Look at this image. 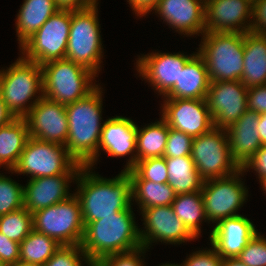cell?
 Listing matches in <instances>:
<instances>
[{
	"label": "cell",
	"instance_id": "d6986e66",
	"mask_svg": "<svg viewBox=\"0 0 266 266\" xmlns=\"http://www.w3.org/2000/svg\"><path fill=\"white\" fill-rule=\"evenodd\" d=\"M152 10L182 35L205 33V0H159Z\"/></svg>",
	"mask_w": 266,
	"mask_h": 266
},
{
	"label": "cell",
	"instance_id": "74e56055",
	"mask_svg": "<svg viewBox=\"0 0 266 266\" xmlns=\"http://www.w3.org/2000/svg\"><path fill=\"white\" fill-rule=\"evenodd\" d=\"M193 138L184 132L169 127L163 157L191 156Z\"/></svg>",
	"mask_w": 266,
	"mask_h": 266
},
{
	"label": "cell",
	"instance_id": "44dd1931",
	"mask_svg": "<svg viewBox=\"0 0 266 266\" xmlns=\"http://www.w3.org/2000/svg\"><path fill=\"white\" fill-rule=\"evenodd\" d=\"M257 233L250 219L239 214L219 221L211 230L209 240L221 258H235Z\"/></svg>",
	"mask_w": 266,
	"mask_h": 266
},
{
	"label": "cell",
	"instance_id": "d590c367",
	"mask_svg": "<svg viewBox=\"0 0 266 266\" xmlns=\"http://www.w3.org/2000/svg\"><path fill=\"white\" fill-rule=\"evenodd\" d=\"M82 260V261H81ZM85 261V263H82ZM94 266L81 245L61 246L43 266Z\"/></svg>",
	"mask_w": 266,
	"mask_h": 266
},
{
	"label": "cell",
	"instance_id": "8992f818",
	"mask_svg": "<svg viewBox=\"0 0 266 266\" xmlns=\"http://www.w3.org/2000/svg\"><path fill=\"white\" fill-rule=\"evenodd\" d=\"M41 67L43 96L60 104L73 103L99 85L93 81L95 73L66 58L46 62Z\"/></svg>",
	"mask_w": 266,
	"mask_h": 266
},
{
	"label": "cell",
	"instance_id": "f1b7e54d",
	"mask_svg": "<svg viewBox=\"0 0 266 266\" xmlns=\"http://www.w3.org/2000/svg\"><path fill=\"white\" fill-rule=\"evenodd\" d=\"M169 126L161 117L160 121L137 126L136 162L148 158L162 157L165 151Z\"/></svg>",
	"mask_w": 266,
	"mask_h": 266
},
{
	"label": "cell",
	"instance_id": "1f68e13d",
	"mask_svg": "<svg viewBox=\"0 0 266 266\" xmlns=\"http://www.w3.org/2000/svg\"><path fill=\"white\" fill-rule=\"evenodd\" d=\"M60 247L53 238L33 229L20 243V260L44 265Z\"/></svg>",
	"mask_w": 266,
	"mask_h": 266
},
{
	"label": "cell",
	"instance_id": "4dcf8cb0",
	"mask_svg": "<svg viewBox=\"0 0 266 266\" xmlns=\"http://www.w3.org/2000/svg\"><path fill=\"white\" fill-rule=\"evenodd\" d=\"M132 200L140 210L155 206L172 205L176 193L168 183H155L149 180H131Z\"/></svg>",
	"mask_w": 266,
	"mask_h": 266
},
{
	"label": "cell",
	"instance_id": "8fae6325",
	"mask_svg": "<svg viewBox=\"0 0 266 266\" xmlns=\"http://www.w3.org/2000/svg\"><path fill=\"white\" fill-rule=\"evenodd\" d=\"M71 17L72 10L59 9L20 47L22 56L39 65L64 59Z\"/></svg>",
	"mask_w": 266,
	"mask_h": 266
},
{
	"label": "cell",
	"instance_id": "e575fe53",
	"mask_svg": "<svg viewBox=\"0 0 266 266\" xmlns=\"http://www.w3.org/2000/svg\"><path fill=\"white\" fill-rule=\"evenodd\" d=\"M24 207L23 186L0 173V216Z\"/></svg>",
	"mask_w": 266,
	"mask_h": 266
},
{
	"label": "cell",
	"instance_id": "cb8c5ba5",
	"mask_svg": "<svg viewBox=\"0 0 266 266\" xmlns=\"http://www.w3.org/2000/svg\"><path fill=\"white\" fill-rule=\"evenodd\" d=\"M209 84L205 61L196 52L180 71L178 82L163 97L164 99H206Z\"/></svg>",
	"mask_w": 266,
	"mask_h": 266
},
{
	"label": "cell",
	"instance_id": "4316f807",
	"mask_svg": "<svg viewBox=\"0 0 266 266\" xmlns=\"http://www.w3.org/2000/svg\"><path fill=\"white\" fill-rule=\"evenodd\" d=\"M29 137L24 118H14L0 127V167L9 171L16 167Z\"/></svg>",
	"mask_w": 266,
	"mask_h": 266
},
{
	"label": "cell",
	"instance_id": "e0dca14e",
	"mask_svg": "<svg viewBox=\"0 0 266 266\" xmlns=\"http://www.w3.org/2000/svg\"><path fill=\"white\" fill-rule=\"evenodd\" d=\"M194 55L152 52L138 56L136 70L162 97L178 82L180 71Z\"/></svg>",
	"mask_w": 266,
	"mask_h": 266
},
{
	"label": "cell",
	"instance_id": "83f0119b",
	"mask_svg": "<svg viewBox=\"0 0 266 266\" xmlns=\"http://www.w3.org/2000/svg\"><path fill=\"white\" fill-rule=\"evenodd\" d=\"M168 184L176 194L201 191L204 180L200 177L191 156L165 157Z\"/></svg>",
	"mask_w": 266,
	"mask_h": 266
},
{
	"label": "cell",
	"instance_id": "9a60e30c",
	"mask_svg": "<svg viewBox=\"0 0 266 266\" xmlns=\"http://www.w3.org/2000/svg\"><path fill=\"white\" fill-rule=\"evenodd\" d=\"M162 104L161 117L167 125L192 138L214 127L206 99H165Z\"/></svg>",
	"mask_w": 266,
	"mask_h": 266
},
{
	"label": "cell",
	"instance_id": "2e32d148",
	"mask_svg": "<svg viewBox=\"0 0 266 266\" xmlns=\"http://www.w3.org/2000/svg\"><path fill=\"white\" fill-rule=\"evenodd\" d=\"M29 136L65 146L68 118L64 104L42 97L24 117Z\"/></svg>",
	"mask_w": 266,
	"mask_h": 266
},
{
	"label": "cell",
	"instance_id": "ba28073f",
	"mask_svg": "<svg viewBox=\"0 0 266 266\" xmlns=\"http://www.w3.org/2000/svg\"><path fill=\"white\" fill-rule=\"evenodd\" d=\"M81 167L65 146L29 137L16 167L10 172L40 178L78 174Z\"/></svg>",
	"mask_w": 266,
	"mask_h": 266
},
{
	"label": "cell",
	"instance_id": "8d00e7d4",
	"mask_svg": "<svg viewBox=\"0 0 266 266\" xmlns=\"http://www.w3.org/2000/svg\"><path fill=\"white\" fill-rule=\"evenodd\" d=\"M237 258L246 266H266V238L257 233Z\"/></svg>",
	"mask_w": 266,
	"mask_h": 266
},
{
	"label": "cell",
	"instance_id": "7c38bea8",
	"mask_svg": "<svg viewBox=\"0 0 266 266\" xmlns=\"http://www.w3.org/2000/svg\"><path fill=\"white\" fill-rule=\"evenodd\" d=\"M244 173L240 169L230 176L204 181L201 193L208 223L211 221L216 225L222 219L239 215L237 211L248 197V190L240 178Z\"/></svg>",
	"mask_w": 266,
	"mask_h": 266
},
{
	"label": "cell",
	"instance_id": "7dc6e473",
	"mask_svg": "<svg viewBox=\"0 0 266 266\" xmlns=\"http://www.w3.org/2000/svg\"><path fill=\"white\" fill-rule=\"evenodd\" d=\"M13 119L14 116L6 108L5 102L0 94V127L8 124Z\"/></svg>",
	"mask_w": 266,
	"mask_h": 266
},
{
	"label": "cell",
	"instance_id": "c3c4849f",
	"mask_svg": "<svg viewBox=\"0 0 266 266\" xmlns=\"http://www.w3.org/2000/svg\"><path fill=\"white\" fill-rule=\"evenodd\" d=\"M258 132L262 145H266V114L259 115Z\"/></svg>",
	"mask_w": 266,
	"mask_h": 266
},
{
	"label": "cell",
	"instance_id": "d6a6232c",
	"mask_svg": "<svg viewBox=\"0 0 266 266\" xmlns=\"http://www.w3.org/2000/svg\"><path fill=\"white\" fill-rule=\"evenodd\" d=\"M33 230V214L25 207L0 216V232L21 243Z\"/></svg>",
	"mask_w": 266,
	"mask_h": 266
},
{
	"label": "cell",
	"instance_id": "ac0fdd59",
	"mask_svg": "<svg viewBox=\"0 0 266 266\" xmlns=\"http://www.w3.org/2000/svg\"><path fill=\"white\" fill-rule=\"evenodd\" d=\"M252 3L251 0H205V32H249Z\"/></svg>",
	"mask_w": 266,
	"mask_h": 266
},
{
	"label": "cell",
	"instance_id": "60d3db41",
	"mask_svg": "<svg viewBox=\"0 0 266 266\" xmlns=\"http://www.w3.org/2000/svg\"><path fill=\"white\" fill-rule=\"evenodd\" d=\"M20 260V243L7 238L0 232V263L12 266Z\"/></svg>",
	"mask_w": 266,
	"mask_h": 266
},
{
	"label": "cell",
	"instance_id": "9c48e42d",
	"mask_svg": "<svg viewBox=\"0 0 266 266\" xmlns=\"http://www.w3.org/2000/svg\"><path fill=\"white\" fill-rule=\"evenodd\" d=\"M32 214L35 231L53 238L61 246L81 245L85 226L80 203L74 193L65 201Z\"/></svg>",
	"mask_w": 266,
	"mask_h": 266
},
{
	"label": "cell",
	"instance_id": "7402d4cb",
	"mask_svg": "<svg viewBox=\"0 0 266 266\" xmlns=\"http://www.w3.org/2000/svg\"><path fill=\"white\" fill-rule=\"evenodd\" d=\"M77 174H61L50 177L30 178L24 189V207L34 213L68 199L69 183H74Z\"/></svg>",
	"mask_w": 266,
	"mask_h": 266
},
{
	"label": "cell",
	"instance_id": "b9f144b4",
	"mask_svg": "<svg viewBox=\"0 0 266 266\" xmlns=\"http://www.w3.org/2000/svg\"><path fill=\"white\" fill-rule=\"evenodd\" d=\"M250 32L266 35V0H253Z\"/></svg>",
	"mask_w": 266,
	"mask_h": 266
},
{
	"label": "cell",
	"instance_id": "ffe728a7",
	"mask_svg": "<svg viewBox=\"0 0 266 266\" xmlns=\"http://www.w3.org/2000/svg\"><path fill=\"white\" fill-rule=\"evenodd\" d=\"M137 125L132 119L116 116L108 118L102 128L97 159L89 166L93 170L95 162L98 160L100 149L106 152L110 157H122L130 155L125 165L124 171L131 169L136 164V146H137Z\"/></svg>",
	"mask_w": 266,
	"mask_h": 266
},
{
	"label": "cell",
	"instance_id": "52a82bcc",
	"mask_svg": "<svg viewBox=\"0 0 266 266\" xmlns=\"http://www.w3.org/2000/svg\"><path fill=\"white\" fill-rule=\"evenodd\" d=\"M98 5L72 11L65 58L84 66L96 75L100 72L103 45L98 19Z\"/></svg>",
	"mask_w": 266,
	"mask_h": 266
},
{
	"label": "cell",
	"instance_id": "277c9868",
	"mask_svg": "<svg viewBox=\"0 0 266 266\" xmlns=\"http://www.w3.org/2000/svg\"><path fill=\"white\" fill-rule=\"evenodd\" d=\"M0 94L14 118H24L43 97L41 65L20 56L9 68L0 70Z\"/></svg>",
	"mask_w": 266,
	"mask_h": 266
},
{
	"label": "cell",
	"instance_id": "603a6c76",
	"mask_svg": "<svg viewBox=\"0 0 266 266\" xmlns=\"http://www.w3.org/2000/svg\"><path fill=\"white\" fill-rule=\"evenodd\" d=\"M258 124L259 114L247 109L234 124L225 129L232 158L240 167L262 146Z\"/></svg>",
	"mask_w": 266,
	"mask_h": 266
},
{
	"label": "cell",
	"instance_id": "d4e9b609",
	"mask_svg": "<svg viewBox=\"0 0 266 266\" xmlns=\"http://www.w3.org/2000/svg\"><path fill=\"white\" fill-rule=\"evenodd\" d=\"M241 83L247 88L266 85V35L244 33Z\"/></svg>",
	"mask_w": 266,
	"mask_h": 266
},
{
	"label": "cell",
	"instance_id": "5b68a950",
	"mask_svg": "<svg viewBox=\"0 0 266 266\" xmlns=\"http://www.w3.org/2000/svg\"><path fill=\"white\" fill-rule=\"evenodd\" d=\"M197 51L205 61L210 82L241 79L244 33L205 32Z\"/></svg>",
	"mask_w": 266,
	"mask_h": 266
},
{
	"label": "cell",
	"instance_id": "3957f363",
	"mask_svg": "<svg viewBox=\"0 0 266 266\" xmlns=\"http://www.w3.org/2000/svg\"><path fill=\"white\" fill-rule=\"evenodd\" d=\"M132 206L116 216H107L85 227L81 248L90 261L117 253L138 249L142 246Z\"/></svg>",
	"mask_w": 266,
	"mask_h": 266
},
{
	"label": "cell",
	"instance_id": "816d5d0a",
	"mask_svg": "<svg viewBox=\"0 0 266 266\" xmlns=\"http://www.w3.org/2000/svg\"><path fill=\"white\" fill-rule=\"evenodd\" d=\"M261 183V186L263 190L266 192V177L259 181Z\"/></svg>",
	"mask_w": 266,
	"mask_h": 266
},
{
	"label": "cell",
	"instance_id": "ab89813d",
	"mask_svg": "<svg viewBox=\"0 0 266 266\" xmlns=\"http://www.w3.org/2000/svg\"><path fill=\"white\" fill-rule=\"evenodd\" d=\"M212 248V249H211ZM210 249L199 250L187 256L186 260L181 264L182 266H222L221 256L211 246Z\"/></svg>",
	"mask_w": 266,
	"mask_h": 266
},
{
	"label": "cell",
	"instance_id": "5bb4252c",
	"mask_svg": "<svg viewBox=\"0 0 266 266\" xmlns=\"http://www.w3.org/2000/svg\"><path fill=\"white\" fill-rule=\"evenodd\" d=\"M145 228L139 230L142 246L150 249L155 242L182 244L197 239L179 220L171 205L141 210Z\"/></svg>",
	"mask_w": 266,
	"mask_h": 266
},
{
	"label": "cell",
	"instance_id": "681fc988",
	"mask_svg": "<svg viewBox=\"0 0 266 266\" xmlns=\"http://www.w3.org/2000/svg\"><path fill=\"white\" fill-rule=\"evenodd\" d=\"M222 266H246L237 257L235 258H223Z\"/></svg>",
	"mask_w": 266,
	"mask_h": 266
},
{
	"label": "cell",
	"instance_id": "484cf974",
	"mask_svg": "<svg viewBox=\"0 0 266 266\" xmlns=\"http://www.w3.org/2000/svg\"><path fill=\"white\" fill-rule=\"evenodd\" d=\"M58 10L54 0H24L15 25L19 47Z\"/></svg>",
	"mask_w": 266,
	"mask_h": 266
},
{
	"label": "cell",
	"instance_id": "7bdbcfd3",
	"mask_svg": "<svg viewBox=\"0 0 266 266\" xmlns=\"http://www.w3.org/2000/svg\"><path fill=\"white\" fill-rule=\"evenodd\" d=\"M248 109L266 114V85L250 87L247 90Z\"/></svg>",
	"mask_w": 266,
	"mask_h": 266
},
{
	"label": "cell",
	"instance_id": "7a4b0ae2",
	"mask_svg": "<svg viewBox=\"0 0 266 266\" xmlns=\"http://www.w3.org/2000/svg\"><path fill=\"white\" fill-rule=\"evenodd\" d=\"M102 87L73 103L65 105L68 118V153L82 166H90L97 159L102 119ZM103 121V123H101Z\"/></svg>",
	"mask_w": 266,
	"mask_h": 266
},
{
	"label": "cell",
	"instance_id": "ee69618b",
	"mask_svg": "<svg viewBox=\"0 0 266 266\" xmlns=\"http://www.w3.org/2000/svg\"><path fill=\"white\" fill-rule=\"evenodd\" d=\"M245 171L254 169L259 181L266 177V145H262L241 167ZM248 169V170H247Z\"/></svg>",
	"mask_w": 266,
	"mask_h": 266
},
{
	"label": "cell",
	"instance_id": "f6af8a7d",
	"mask_svg": "<svg viewBox=\"0 0 266 266\" xmlns=\"http://www.w3.org/2000/svg\"><path fill=\"white\" fill-rule=\"evenodd\" d=\"M59 9L83 10L99 4L98 0H54Z\"/></svg>",
	"mask_w": 266,
	"mask_h": 266
},
{
	"label": "cell",
	"instance_id": "f907efd6",
	"mask_svg": "<svg viewBox=\"0 0 266 266\" xmlns=\"http://www.w3.org/2000/svg\"><path fill=\"white\" fill-rule=\"evenodd\" d=\"M12 266H43V265L19 260L16 264Z\"/></svg>",
	"mask_w": 266,
	"mask_h": 266
},
{
	"label": "cell",
	"instance_id": "f35d334b",
	"mask_svg": "<svg viewBox=\"0 0 266 266\" xmlns=\"http://www.w3.org/2000/svg\"><path fill=\"white\" fill-rule=\"evenodd\" d=\"M146 250L147 248L141 246L132 251L109 255L98 260L94 266H145L141 256L144 257Z\"/></svg>",
	"mask_w": 266,
	"mask_h": 266
},
{
	"label": "cell",
	"instance_id": "f5cc1de1",
	"mask_svg": "<svg viewBox=\"0 0 266 266\" xmlns=\"http://www.w3.org/2000/svg\"><path fill=\"white\" fill-rule=\"evenodd\" d=\"M159 266H182L181 264H171V263H165V264H162V265H159Z\"/></svg>",
	"mask_w": 266,
	"mask_h": 266
},
{
	"label": "cell",
	"instance_id": "4fadbf2b",
	"mask_svg": "<svg viewBox=\"0 0 266 266\" xmlns=\"http://www.w3.org/2000/svg\"><path fill=\"white\" fill-rule=\"evenodd\" d=\"M247 90L240 80L210 82L206 102L215 128L227 129L244 114Z\"/></svg>",
	"mask_w": 266,
	"mask_h": 266
},
{
	"label": "cell",
	"instance_id": "f546056e",
	"mask_svg": "<svg viewBox=\"0 0 266 266\" xmlns=\"http://www.w3.org/2000/svg\"><path fill=\"white\" fill-rule=\"evenodd\" d=\"M171 206L179 220L184 223L187 229L196 238H199L201 233L200 224L203 221L208 222L205 215L204 201L201 191L176 194L175 200Z\"/></svg>",
	"mask_w": 266,
	"mask_h": 266
},
{
	"label": "cell",
	"instance_id": "30bf717a",
	"mask_svg": "<svg viewBox=\"0 0 266 266\" xmlns=\"http://www.w3.org/2000/svg\"><path fill=\"white\" fill-rule=\"evenodd\" d=\"M191 157L205 181L230 176L241 169L232 158L225 129L213 127L193 138Z\"/></svg>",
	"mask_w": 266,
	"mask_h": 266
},
{
	"label": "cell",
	"instance_id": "bcb514c9",
	"mask_svg": "<svg viewBox=\"0 0 266 266\" xmlns=\"http://www.w3.org/2000/svg\"><path fill=\"white\" fill-rule=\"evenodd\" d=\"M159 0H128L135 15L142 17L151 12V9L157 4Z\"/></svg>",
	"mask_w": 266,
	"mask_h": 266
},
{
	"label": "cell",
	"instance_id": "836d02e7",
	"mask_svg": "<svg viewBox=\"0 0 266 266\" xmlns=\"http://www.w3.org/2000/svg\"><path fill=\"white\" fill-rule=\"evenodd\" d=\"M131 180H149L155 183H168V169L165 157L148 158L137 161L126 171Z\"/></svg>",
	"mask_w": 266,
	"mask_h": 266
},
{
	"label": "cell",
	"instance_id": "6da1fadb",
	"mask_svg": "<svg viewBox=\"0 0 266 266\" xmlns=\"http://www.w3.org/2000/svg\"><path fill=\"white\" fill-rule=\"evenodd\" d=\"M89 166H82L75 182L84 226L107 216H116L132 203L131 179L122 170L115 178H103Z\"/></svg>",
	"mask_w": 266,
	"mask_h": 266
}]
</instances>
